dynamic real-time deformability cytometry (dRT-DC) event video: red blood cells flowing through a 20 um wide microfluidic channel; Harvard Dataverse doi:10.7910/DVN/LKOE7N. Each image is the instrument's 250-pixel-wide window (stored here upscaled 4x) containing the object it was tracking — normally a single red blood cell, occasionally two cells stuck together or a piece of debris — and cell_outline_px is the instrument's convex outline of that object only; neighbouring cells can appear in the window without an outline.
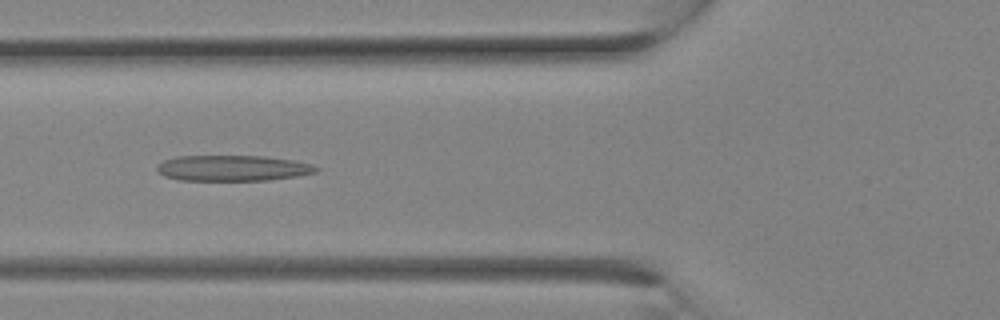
{"species": "Egyptian fruit bat (a non-hibernating species)", "species_latin": "Rousettus aegyptiacus", "temperature_condition": "room temperature", "stored_images_in_passage": 12, "camera_frame_rate_fps": 3000, "um_per_image_px": 0.085, "animal": {"sex": "female"}, "frame": {"image": 1, "passage_image": 9, "time_ms": 2.667, "image_size_px": [1000, 320], "cell_outline_px": [[320, 168], [316, 172], [296, 176], [268, 180], [180, 180], [164, 176], [156, 172], [156, 168], [164, 160], [176, 156], [264, 156], [292, 160], [312, 164]], "centroid_in_image_um": [19.76, 14.29], "position_along_channel_um": 106.0, "area_um2": 23.81}}
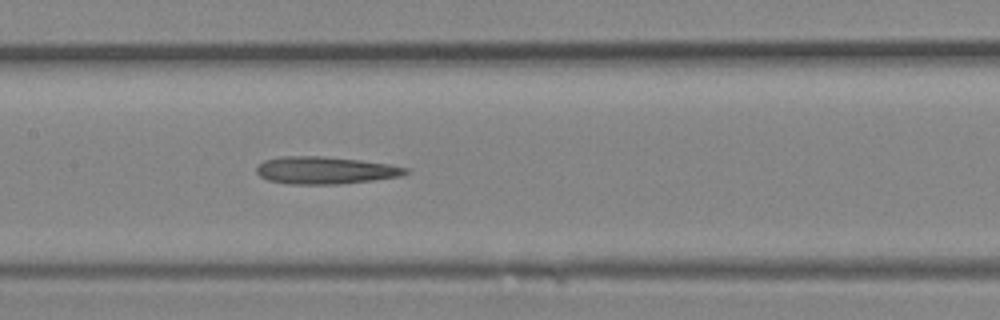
{"frame": {"image": 2, "passage_image": 12, "time_ms": 3.667, "image_size_px": [1000, 320], "cell_outline_px": [[408, 172], [400, 176], [372, 180], [340, 184], [288, 184], [268, 180], [260, 176], [256, 172], [256, 168], [264, 160], [280, 156], [324, 156], [360, 160], [388, 164], [408, 168]], "centroid_in_image_um": [27.61, 14.47], "position_along_channel_um": 179.8, "area_um2": 23.7}}